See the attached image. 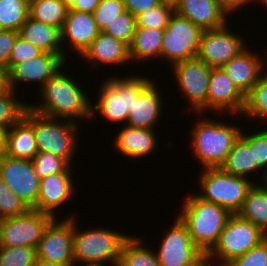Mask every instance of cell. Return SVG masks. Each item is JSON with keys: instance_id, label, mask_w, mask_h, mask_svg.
<instances>
[{"instance_id": "cell-37", "label": "cell", "mask_w": 267, "mask_h": 266, "mask_svg": "<svg viewBox=\"0 0 267 266\" xmlns=\"http://www.w3.org/2000/svg\"><path fill=\"white\" fill-rule=\"evenodd\" d=\"M174 12V2L164 1L161 5L138 15L136 27L165 29Z\"/></svg>"}, {"instance_id": "cell-43", "label": "cell", "mask_w": 267, "mask_h": 266, "mask_svg": "<svg viewBox=\"0 0 267 266\" xmlns=\"http://www.w3.org/2000/svg\"><path fill=\"white\" fill-rule=\"evenodd\" d=\"M42 53V50H40L36 46H33L31 43L24 40L21 36L18 35L15 44L10 52V57L8 61V71L15 64L22 63L29 59H34Z\"/></svg>"}, {"instance_id": "cell-36", "label": "cell", "mask_w": 267, "mask_h": 266, "mask_svg": "<svg viewBox=\"0 0 267 266\" xmlns=\"http://www.w3.org/2000/svg\"><path fill=\"white\" fill-rule=\"evenodd\" d=\"M32 164L40 180L57 173H75L77 171L65 159L50 152H38L32 159Z\"/></svg>"}, {"instance_id": "cell-3", "label": "cell", "mask_w": 267, "mask_h": 266, "mask_svg": "<svg viewBox=\"0 0 267 266\" xmlns=\"http://www.w3.org/2000/svg\"><path fill=\"white\" fill-rule=\"evenodd\" d=\"M194 115L193 127L187 131L188 139L191 138L190 148L195 158L193 160L198 161V166L200 164L202 168L220 167L231 151L233 143L240 136L241 123L238 126L237 122H222L220 118L217 120L216 114L211 117L201 113Z\"/></svg>"}, {"instance_id": "cell-22", "label": "cell", "mask_w": 267, "mask_h": 266, "mask_svg": "<svg viewBox=\"0 0 267 266\" xmlns=\"http://www.w3.org/2000/svg\"><path fill=\"white\" fill-rule=\"evenodd\" d=\"M120 129L115 132L113 141V150L126 157L136 161L147 158L157 152L159 146L158 132L156 129L135 128L128 125L119 126Z\"/></svg>"}, {"instance_id": "cell-49", "label": "cell", "mask_w": 267, "mask_h": 266, "mask_svg": "<svg viewBox=\"0 0 267 266\" xmlns=\"http://www.w3.org/2000/svg\"><path fill=\"white\" fill-rule=\"evenodd\" d=\"M8 130V127L0 126V156L6 153Z\"/></svg>"}, {"instance_id": "cell-2", "label": "cell", "mask_w": 267, "mask_h": 266, "mask_svg": "<svg viewBox=\"0 0 267 266\" xmlns=\"http://www.w3.org/2000/svg\"><path fill=\"white\" fill-rule=\"evenodd\" d=\"M125 76L108 75L100 84L97 95L99 98L91 100V121H95L99 116L105 119L106 123L126 125L128 113L134 105V99L155 79L152 76L132 73L128 71ZM136 74V75H135ZM127 75V77H126ZM97 100V101H96ZM100 114V115H98ZM98 117V118H97ZM119 123V124H118ZM121 123V124H120ZM123 123V124H122Z\"/></svg>"}, {"instance_id": "cell-15", "label": "cell", "mask_w": 267, "mask_h": 266, "mask_svg": "<svg viewBox=\"0 0 267 266\" xmlns=\"http://www.w3.org/2000/svg\"><path fill=\"white\" fill-rule=\"evenodd\" d=\"M244 107L245 96L234 85L223 69L221 67L212 68L207 93L208 115H212L213 112L216 115L218 114V118L221 115L224 117L235 115L236 120V117L237 119L242 118L241 114Z\"/></svg>"}, {"instance_id": "cell-29", "label": "cell", "mask_w": 267, "mask_h": 266, "mask_svg": "<svg viewBox=\"0 0 267 266\" xmlns=\"http://www.w3.org/2000/svg\"><path fill=\"white\" fill-rule=\"evenodd\" d=\"M138 235H130L124 241L117 266H161L153 249L156 247H148Z\"/></svg>"}, {"instance_id": "cell-23", "label": "cell", "mask_w": 267, "mask_h": 266, "mask_svg": "<svg viewBox=\"0 0 267 266\" xmlns=\"http://www.w3.org/2000/svg\"><path fill=\"white\" fill-rule=\"evenodd\" d=\"M156 79L139 94L137 99H134V105L128 113L126 125L135 128L154 129L160 124L164 117L163 108L167 105L164 106L166 103L163 100L165 98L162 95L164 94L163 89L159 90L160 85Z\"/></svg>"}, {"instance_id": "cell-25", "label": "cell", "mask_w": 267, "mask_h": 266, "mask_svg": "<svg viewBox=\"0 0 267 266\" xmlns=\"http://www.w3.org/2000/svg\"><path fill=\"white\" fill-rule=\"evenodd\" d=\"M163 34L164 29L136 27L129 45L131 63L134 64L135 62L138 65L142 62L143 64H139V66L145 63L148 66L150 60L161 61Z\"/></svg>"}, {"instance_id": "cell-21", "label": "cell", "mask_w": 267, "mask_h": 266, "mask_svg": "<svg viewBox=\"0 0 267 266\" xmlns=\"http://www.w3.org/2000/svg\"><path fill=\"white\" fill-rule=\"evenodd\" d=\"M84 62H89V70H100L101 66L109 67V72L112 67L129 66L131 63L129 54V45L121 40L113 38L111 35L100 31L92 44L78 58ZM128 64V65H127ZM91 65V66H90ZM100 66V68H99ZM111 66V68H110ZM92 67V69H90Z\"/></svg>"}, {"instance_id": "cell-18", "label": "cell", "mask_w": 267, "mask_h": 266, "mask_svg": "<svg viewBox=\"0 0 267 266\" xmlns=\"http://www.w3.org/2000/svg\"><path fill=\"white\" fill-rule=\"evenodd\" d=\"M99 32L100 30L94 21L93 14L69 9L60 30L64 58L67 61L71 60L72 58L69 54L71 52L73 54L77 52L76 55L80 57L92 44Z\"/></svg>"}, {"instance_id": "cell-26", "label": "cell", "mask_w": 267, "mask_h": 266, "mask_svg": "<svg viewBox=\"0 0 267 266\" xmlns=\"http://www.w3.org/2000/svg\"><path fill=\"white\" fill-rule=\"evenodd\" d=\"M19 36L46 53L63 54L60 29L32 19L21 26Z\"/></svg>"}, {"instance_id": "cell-48", "label": "cell", "mask_w": 267, "mask_h": 266, "mask_svg": "<svg viewBox=\"0 0 267 266\" xmlns=\"http://www.w3.org/2000/svg\"><path fill=\"white\" fill-rule=\"evenodd\" d=\"M182 266H212L210 254L207 251H201L194 259Z\"/></svg>"}, {"instance_id": "cell-9", "label": "cell", "mask_w": 267, "mask_h": 266, "mask_svg": "<svg viewBox=\"0 0 267 266\" xmlns=\"http://www.w3.org/2000/svg\"><path fill=\"white\" fill-rule=\"evenodd\" d=\"M202 33L203 30L199 26L174 12L164 29L161 61L166 60L165 64L168 67L170 64L172 66L181 61L197 58Z\"/></svg>"}, {"instance_id": "cell-44", "label": "cell", "mask_w": 267, "mask_h": 266, "mask_svg": "<svg viewBox=\"0 0 267 266\" xmlns=\"http://www.w3.org/2000/svg\"><path fill=\"white\" fill-rule=\"evenodd\" d=\"M19 32L12 30H0V67L8 72L10 52L15 44Z\"/></svg>"}, {"instance_id": "cell-13", "label": "cell", "mask_w": 267, "mask_h": 266, "mask_svg": "<svg viewBox=\"0 0 267 266\" xmlns=\"http://www.w3.org/2000/svg\"><path fill=\"white\" fill-rule=\"evenodd\" d=\"M231 24L227 23L218 29L203 30L197 58L211 68L222 67L249 44L246 43V36L232 31Z\"/></svg>"}, {"instance_id": "cell-1", "label": "cell", "mask_w": 267, "mask_h": 266, "mask_svg": "<svg viewBox=\"0 0 267 266\" xmlns=\"http://www.w3.org/2000/svg\"><path fill=\"white\" fill-rule=\"evenodd\" d=\"M66 66L65 64L61 67L44 84L37 92L39 102L32 104L30 101L29 108L47 117L69 120L77 124L89 123L92 97L87 95L84 85L81 86L78 82L80 79L77 80V76L68 73Z\"/></svg>"}, {"instance_id": "cell-55", "label": "cell", "mask_w": 267, "mask_h": 266, "mask_svg": "<svg viewBox=\"0 0 267 266\" xmlns=\"http://www.w3.org/2000/svg\"><path fill=\"white\" fill-rule=\"evenodd\" d=\"M262 184L267 188V175L263 179Z\"/></svg>"}, {"instance_id": "cell-16", "label": "cell", "mask_w": 267, "mask_h": 266, "mask_svg": "<svg viewBox=\"0 0 267 266\" xmlns=\"http://www.w3.org/2000/svg\"><path fill=\"white\" fill-rule=\"evenodd\" d=\"M0 175L4 183L31 209L37 204L40 179L32 160L0 156Z\"/></svg>"}, {"instance_id": "cell-42", "label": "cell", "mask_w": 267, "mask_h": 266, "mask_svg": "<svg viewBox=\"0 0 267 266\" xmlns=\"http://www.w3.org/2000/svg\"><path fill=\"white\" fill-rule=\"evenodd\" d=\"M226 266H267V237L245 254L233 259Z\"/></svg>"}, {"instance_id": "cell-24", "label": "cell", "mask_w": 267, "mask_h": 266, "mask_svg": "<svg viewBox=\"0 0 267 266\" xmlns=\"http://www.w3.org/2000/svg\"><path fill=\"white\" fill-rule=\"evenodd\" d=\"M174 10L202 30L218 29L231 22L216 0H175Z\"/></svg>"}, {"instance_id": "cell-12", "label": "cell", "mask_w": 267, "mask_h": 266, "mask_svg": "<svg viewBox=\"0 0 267 266\" xmlns=\"http://www.w3.org/2000/svg\"><path fill=\"white\" fill-rule=\"evenodd\" d=\"M53 216L34 209L25 214L0 220V246L37 248Z\"/></svg>"}, {"instance_id": "cell-45", "label": "cell", "mask_w": 267, "mask_h": 266, "mask_svg": "<svg viewBox=\"0 0 267 266\" xmlns=\"http://www.w3.org/2000/svg\"><path fill=\"white\" fill-rule=\"evenodd\" d=\"M125 10H128L135 17L147 12L149 9L161 5L165 0H122Z\"/></svg>"}, {"instance_id": "cell-19", "label": "cell", "mask_w": 267, "mask_h": 266, "mask_svg": "<svg viewBox=\"0 0 267 266\" xmlns=\"http://www.w3.org/2000/svg\"><path fill=\"white\" fill-rule=\"evenodd\" d=\"M75 173H57L40 180L39 195L34 210L50 214L54 218H61L60 208L67 207L77 194L74 183ZM76 189V190H75ZM75 194V195H74ZM59 211V212H58Z\"/></svg>"}, {"instance_id": "cell-11", "label": "cell", "mask_w": 267, "mask_h": 266, "mask_svg": "<svg viewBox=\"0 0 267 266\" xmlns=\"http://www.w3.org/2000/svg\"><path fill=\"white\" fill-rule=\"evenodd\" d=\"M74 216L76 214L70 213L60 220L54 218L48 224L36 248L37 259L62 266H75L72 247Z\"/></svg>"}, {"instance_id": "cell-38", "label": "cell", "mask_w": 267, "mask_h": 266, "mask_svg": "<svg viewBox=\"0 0 267 266\" xmlns=\"http://www.w3.org/2000/svg\"><path fill=\"white\" fill-rule=\"evenodd\" d=\"M30 209L31 208L4 183L0 175V220L20 216Z\"/></svg>"}, {"instance_id": "cell-31", "label": "cell", "mask_w": 267, "mask_h": 266, "mask_svg": "<svg viewBox=\"0 0 267 266\" xmlns=\"http://www.w3.org/2000/svg\"><path fill=\"white\" fill-rule=\"evenodd\" d=\"M241 117L246 122L261 121V127L267 124V69L259 77L258 82L245 96V107ZM259 119V120H258ZM263 121V122H262ZM264 123V124H263Z\"/></svg>"}, {"instance_id": "cell-46", "label": "cell", "mask_w": 267, "mask_h": 266, "mask_svg": "<svg viewBox=\"0 0 267 266\" xmlns=\"http://www.w3.org/2000/svg\"><path fill=\"white\" fill-rule=\"evenodd\" d=\"M218 4L221 6V8L227 13L228 16H230V19L232 20V16L236 13L238 14V11L244 9V7H249L253 4H255L256 0H216ZM249 4V5H248Z\"/></svg>"}, {"instance_id": "cell-17", "label": "cell", "mask_w": 267, "mask_h": 266, "mask_svg": "<svg viewBox=\"0 0 267 266\" xmlns=\"http://www.w3.org/2000/svg\"><path fill=\"white\" fill-rule=\"evenodd\" d=\"M174 218L154 249L161 266H182L201 252L192 242L187 227L177 216Z\"/></svg>"}, {"instance_id": "cell-7", "label": "cell", "mask_w": 267, "mask_h": 266, "mask_svg": "<svg viewBox=\"0 0 267 266\" xmlns=\"http://www.w3.org/2000/svg\"><path fill=\"white\" fill-rule=\"evenodd\" d=\"M198 192L195 195L203 201L220 205L231 214H237L246 199L253 181L230 174L221 167L199 168ZM202 169V170H201ZM199 184V185H198Z\"/></svg>"}, {"instance_id": "cell-4", "label": "cell", "mask_w": 267, "mask_h": 266, "mask_svg": "<svg viewBox=\"0 0 267 266\" xmlns=\"http://www.w3.org/2000/svg\"><path fill=\"white\" fill-rule=\"evenodd\" d=\"M186 196L176 216L187 227L192 242L201 251L210 252L231 213L220 205L201 200L192 192Z\"/></svg>"}, {"instance_id": "cell-54", "label": "cell", "mask_w": 267, "mask_h": 266, "mask_svg": "<svg viewBox=\"0 0 267 266\" xmlns=\"http://www.w3.org/2000/svg\"><path fill=\"white\" fill-rule=\"evenodd\" d=\"M75 266H105V265H98V264H83V265H75ZM106 266H117V265H106Z\"/></svg>"}, {"instance_id": "cell-8", "label": "cell", "mask_w": 267, "mask_h": 266, "mask_svg": "<svg viewBox=\"0 0 267 266\" xmlns=\"http://www.w3.org/2000/svg\"><path fill=\"white\" fill-rule=\"evenodd\" d=\"M267 237L252 222L239 214L228 218L218 242L209 252L212 266H226L233 259L245 254Z\"/></svg>"}, {"instance_id": "cell-27", "label": "cell", "mask_w": 267, "mask_h": 266, "mask_svg": "<svg viewBox=\"0 0 267 266\" xmlns=\"http://www.w3.org/2000/svg\"><path fill=\"white\" fill-rule=\"evenodd\" d=\"M33 125L23 116L8 130L5 155L32 160L38 153Z\"/></svg>"}, {"instance_id": "cell-10", "label": "cell", "mask_w": 267, "mask_h": 266, "mask_svg": "<svg viewBox=\"0 0 267 266\" xmlns=\"http://www.w3.org/2000/svg\"><path fill=\"white\" fill-rule=\"evenodd\" d=\"M170 73L177 82L178 93L185 96L192 113L207 114V93L211 67L198 58L181 61L170 66Z\"/></svg>"}, {"instance_id": "cell-41", "label": "cell", "mask_w": 267, "mask_h": 266, "mask_svg": "<svg viewBox=\"0 0 267 266\" xmlns=\"http://www.w3.org/2000/svg\"><path fill=\"white\" fill-rule=\"evenodd\" d=\"M125 11L122 0H100L97 8L94 10L93 18L100 31L110 24L117 15Z\"/></svg>"}, {"instance_id": "cell-28", "label": "cell", "mask_w": 267, "mask_h": 266, "mask_svg": "<svg viewBox=\"0 0 267 266\" xmlns=\"http://www.w3.org/2000/svg\"><path fill=\"white\" fill-rule=\"evenodd\" d=\"M220 167L230 174L247 178L255 184L259 183L258 176L254 177L253 145H247L240 137L233 143L231 151Z\"/></svg>"}, {"instance_id": "cell-50", "label": "cell", "mask_w": 267, "mask_h": 266, "mask_svg": "<svg viewBox=\"0 0 267 266\" xmlns=\"http://www.w3.org/2000/svg\"><path fill=\"white\" fill-rule=\"evenodd\" d=\"M7 88V72L4 68L0 67V93L5 91Z\"/></svg>"}, {"instance_id": "cell-14", "label": "cell", "mask_w": 267, "mask_h": 266, "mask_svg": "<svg viewBox=\"0 0 267 266\" xmlns=\"http://www.w3.org/2000/svg\"><path fill=\"white\" fill-rule=\"evenodd\" d=\"M65 64H69L63 54L43 52L34 59L15 64L7 72V85L10 89L20 93L19 89L28 84L33 85L38 92L44 84ZM23 83V84H22ZM27 83V84H26ZM19 86V87H18ZM19 88V89H18Z\"/></svg>"}, {"instance_id": "cell-20", "label": "cell", "mask_w": 267, "mask_h": 266, "mask_svg": "<svg viewBox=\"0 0 267 266\" xmlns=\"http://www.w3.org/2000/svg\"><path fill=\"white\" fill-rule=\"evenodd\" d=\"M250 47H246L221 67L244 96L250 92L267 69V49L264 48L265 57H262L260 49L254 51Z\"/></svg>"}, {"instance_id": "cell-34", "label": "cell", "mask_w": 267, "mask_h": 266, "mask_svg": "<svg viewBox=\"0 0 267 266\" xmlns=\"http://www.w3.org/2000/svg\"><path fill=\"white\" fill-rule=\"evenodd\" d=\"M29 17V0H0V30L18 32Z\"/></svg>"}, {"instance_id": "cell-40", "label": "cell", "mask_w": 267, "mask_h": 266, "mask_svg": "<svg viewBox=\"0 0 267 266\" xmlns=\"http://www.w3.org/2000/svg\"><path fill=\"white\" fill-rule=\"evenodd\" d=\"M135 29L136 17L128 10H125L117 15V18L108 24L103 32L130 45Z\"/></svg>"}, {"instance_id": "cell-33", "label": "cell", "mask_w": 267, "mask_h": 266, "mask_svg": "<svg viewBox=\"0 0 267 266\" xmlns=\"http://www.w3.org/2000/svg\"><path fill=\"white\" fill-rule=\"evenodd\" d=\"M244 126L247 128V125L244 124L239 137L247 145H253L254 176L256 174H258V176L260 175L258 181L261 180L259 183H262L267 175V127L264 128L263 126L261 129L257 127L256 131L255 128H253V132L252 130H249V133H247L245 132L246 129H243L245 128Z\"/></svg>"}, {"instance_id": "cell-52", "label": "cell", "mask_w": 267, "mask_h": 266, "mask_svg": "<svg viewBox=\"0 0 267 266\" xmlns=\"http://www.w3.org/2000/svg\"><path fill=\"white\" fill-rule=\"evenodd\" d=\"M68 9H71L80 0H62Z\"/></svg>"}, {"instance_id": "cell-39", "label": "cell", "mask_w": 267, "mask_h": 266, "mask_svg": "<svg viewBox=\"0 0 267 266\" xmlns=\"http://www.w3.org/2000/svg\"><path fill=\"white\" fill-rule=\"evenodd\" d=\"M37 260L36 248L0 246V266H34Z\"/></svg>"}, {"instance_id": "cell-53", "label": "cell", "mask_w": 267, "mask_h": 266, "mask_svg": "<svg viewBox=\"0 0 267 266\" xmlns=\"http://www.w3.org/2000/svg\"><path fill=\"white\" fill-rule=\"evenodd\" d=\"M257 4V5H256ZM258 4L262 5L261 8L267 9V0H256L255 5L258 6ZM264 6V7H263Z\"/></svg>"}, {"instance_id": "cell-32", "label": "cell", "mask_w": 267, "mask_h": 266, "mask_svg": "<svg viewBox=\"0 0 267 266\" xmlns=\"http://www.w3.org/2000/svg\"><path fill=\"white\" fill-rule=\"evenodd\" d=\"M68 10L62 0H29V16L32 19L60 30Z\"/></svg>"}, {"instance_id": "cell-30", "label": "cell", "mask_w": 267, "mask_h": 266, "mask_svg": "<svg viewBox=\"0 0 267 266\" xmlns=\"http://www.w3.org/2000/svg\"><path fill=\"white\" fill-rule=\"evenodd\" d=\"M237 214L252 222L267 235V188L262 183L252 186Z\"/></svg>"}, {"instance_id": "cell-51", "label": "cell", "mask_w": 267, "mask_h": 266, "mask_svg": "<svg viewBox=\"0 0 267 266\" xmlns=\"http://www.w3.org/2000/svg\"><path fill=\"white\" fill-rule=\"evenodd\" d=\"M34 266H62V265L54 264L51 262H46V261H42L40 259H37L36 262L34 263Z\"/></svg>"}, {"instance_id": "cell-6", "label": "cell", "mask_w": 267, "mask_h": 266, "mask_svg": "<svg viewBox=\"0 0 267 266\" xmlns=\"http://www.w3.org/2000/svg\"><path fill=\"white\" fill-rule=\"evenodd\" d=\"M23 116L34 127L39 152H50L65 159L71 166L74 165L73 161L77 157L75 153L78 154L77 148L81 146V142H79L81 124L47 117L34 112L29 107L25 110Z\"/></svg>"}, {"instance_id": "cell-47", "label": "cell", "mask_w": 267, "mask_h": 266, "mask_svg": "<svg viewBox=\"0 0 267 266\" xmlns=\"http://www.w3.org/2000/svg\"><path fill=\"white\" fill-rule=\"evenodd\" d=\"M99 3L100 0H80L70 10L92 14Z\"/></svg>"}, {"instance_id": "cell-5", "label": "cell", "mask_w": 267, "mask_h": 266, "mask_svg": "<svg viewBox=\"0 0 267 266\" xmlns=\"http://www.w3.org/2000/svg\"><path fill=\"white\" fill-rule=\"evenodd\" d=\"M74 216L73 257L75 265H117L124 241L130 236L105 225L82 229ZM78 220V221H77ZM104 226V227H103Z\"/></svg>"}, {"instance_id": "cell-35", "label": "cell", "mask_w": 267, "mask_h": 266, "mask_svg": "<svg viewBox=\"0 0 267 266\" xmlns=\"http://www.w3.org/2000/svg\"><path fill=\"white\" fill-rule=\"evenodd\" d=\"M17 92L9 87L0 93V126L10 128L24 115L29 103L22 100Z\"/></svg>"}]
</instances>
